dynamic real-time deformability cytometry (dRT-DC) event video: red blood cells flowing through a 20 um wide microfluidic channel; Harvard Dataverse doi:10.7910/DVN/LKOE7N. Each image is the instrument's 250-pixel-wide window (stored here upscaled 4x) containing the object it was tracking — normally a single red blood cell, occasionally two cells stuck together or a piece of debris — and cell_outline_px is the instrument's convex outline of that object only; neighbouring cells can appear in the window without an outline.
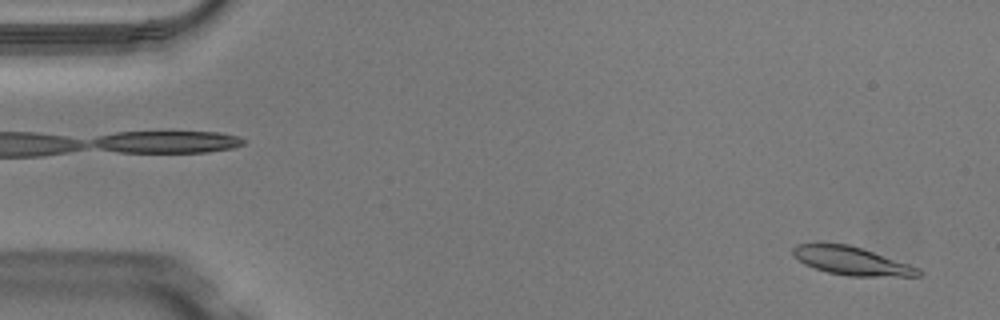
{"species": "Egyptian fruit bat (a non-hibernating species)", "species_latin": "Rousettus aegyptiacus", "temperature_condition": "warm", "stored_images_in_passage": 49, "camera_frame_rate_fps": 3000, "um_per_image_px": 0.085, "animal": {"sex": "male"}, "frame": {"image": 1, "passage_image": 2, "time_ms": 0.333, "image_size_px": [1000, 320], "cell_outline_px": [[924, 272], [920, 276], [848, 276], [828, 272], [804, 264], [792, 256], [792, 248], [796, 244], [848, 244], [920, 268]], "centroid_in_image_um": [72.37, 22.19], "position_along_channel_um": 12.6, "area_um2": 20.35}}
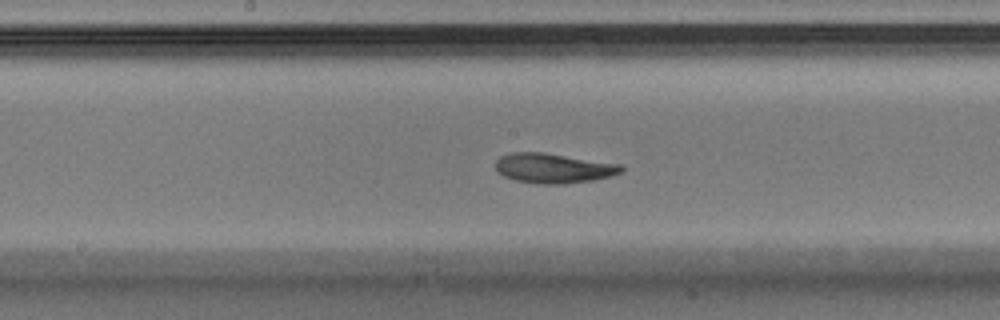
{"frame": {"image": 2, "passage_image": 25, "time_ms": 8.0, "image_size_px": [1000, 320], "cell_outline_px": [[624, 168], [620, 172], [608, 176], [592, 180], [564, 184], [536, 184], [516, 180], [504, 176], [496, 172], [496, 160], [500, 156], [512, 152], [544, 152], [620, 164]], "centroid_in_image_um": [46.99, 14.29], "position_along_channel_um": 201.2, "area_um2": 21.79}}
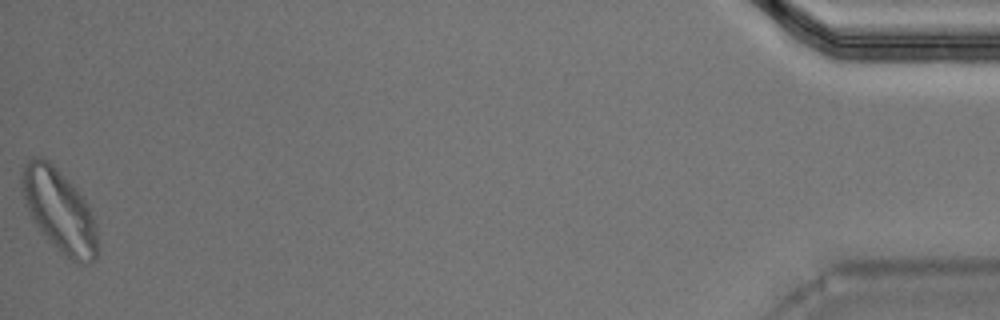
{"frame": {"image": 3, "passage_image": 49, "time_ms": 16.0, "image_size_px": [1000, 320], "cell_outline_px": [[96, 260], [92, 264], [80, 264], [72, 260], [32, 220], [24, 204], [20, 184], [20, 172], [28, 160], [32, 156], [40, 156], [48, 160], [72, 184], [88, 204], [96, 224]], "centroid_in_image_um": [5.01, 17.83], "position_along_channel_um": 430.2, "area_um2": 35.89}, "authors_computed_cell_mechanics": {"area_um2": 21.7906, "velocity_mm_per_s": 4.0552, "shape_relaxation_time_tau1_ms": 2.8806, "shape_relaxation_time_tau2_ms": 2.361, "deformation_change_tau1": 0.1428, "deformation_change_tau2": 0.0932}}